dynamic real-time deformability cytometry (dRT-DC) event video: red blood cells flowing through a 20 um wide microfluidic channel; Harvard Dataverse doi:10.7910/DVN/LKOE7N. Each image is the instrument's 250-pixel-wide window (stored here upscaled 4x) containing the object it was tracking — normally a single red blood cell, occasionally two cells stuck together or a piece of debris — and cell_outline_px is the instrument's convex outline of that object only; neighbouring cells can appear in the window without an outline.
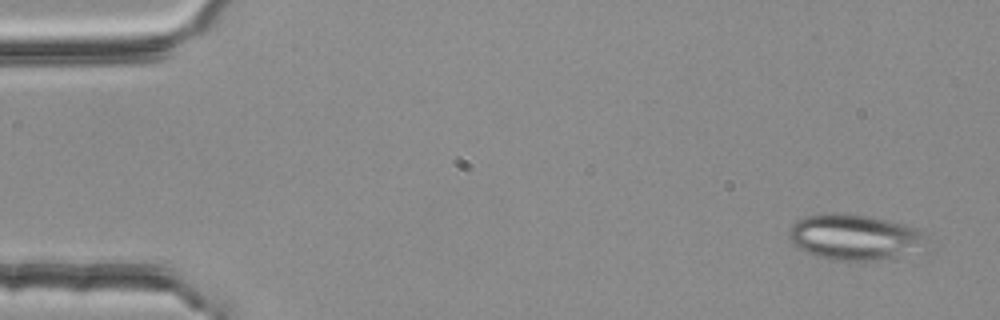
{"species": "common noctule bat (a hibernating species)", "species_latin": "Nyctalus noctula", "temperature_condition": "room temperature", "stored_images_in_passage": 4, "camera_frame_rate_fps": 3000, "um_per_image_px": 0.085, "animal": {"sex": "female", "body_mass_g": 25.1}, "frame": {"image": 1, "passage_image": 1, "time_ms": 0.0, "image_size_px": [1000, 320], "cell_outline_px": [[924, 232], [920, 244], [892, 256], [872, 260], [832, 260], [816, 256], [792, 244], [788, 236], [788, 228], [796, 220], [804, 216], [824, 212], [844, 212], [872, 216], [904, 224]], "centroid_in_image_um": [72.42, 20.09], "position_along_channel_um": 12.6, "area_um2": 35.78}}